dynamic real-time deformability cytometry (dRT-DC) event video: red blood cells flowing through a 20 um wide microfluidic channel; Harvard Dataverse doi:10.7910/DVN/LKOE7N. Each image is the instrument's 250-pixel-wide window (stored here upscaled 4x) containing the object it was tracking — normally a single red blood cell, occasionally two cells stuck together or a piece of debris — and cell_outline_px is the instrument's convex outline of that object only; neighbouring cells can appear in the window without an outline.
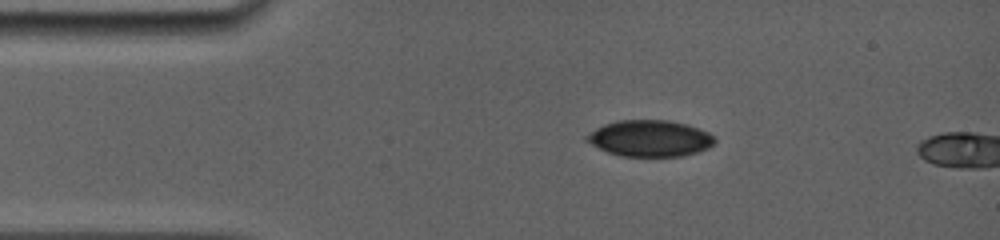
{"species": "common noctule bat (a hibernating species)", "species_latin": "Nyctalus noctula", "temperature_condition": "room temperature", "stored_images_in_passage": 7, "camera_frame_rate_fps": 5000, "um_per_image_px": 0.085, "animal": {"sex": "female", "body_mass_g": 19.0, "forearm_length_mm": 56.7}, "frame": {"image": 1, "passage_image": 4, "time_ms": 2.4, "image_size_px": [1000, 240], "cell_outline_px": [[716, 140], [708, 148], [684, 156], [620, 156], [608, 152], [584, 140], [584, 136], [596, 128], [604, 124], [620, 120], [668, 120], [688, 124], [708, 132]], "centroid_in_image_um": [55.23, 11.75], "position_along_channel_um": 29.8, "area_um2": 27.05}}